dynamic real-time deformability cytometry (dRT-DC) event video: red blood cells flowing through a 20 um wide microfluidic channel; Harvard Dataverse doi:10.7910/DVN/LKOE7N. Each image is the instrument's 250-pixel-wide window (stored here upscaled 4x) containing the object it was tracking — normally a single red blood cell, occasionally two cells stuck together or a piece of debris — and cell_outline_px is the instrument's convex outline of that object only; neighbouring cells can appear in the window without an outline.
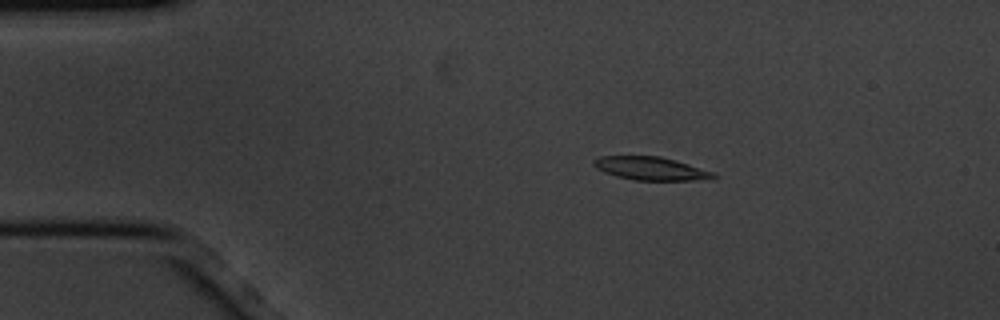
{"species": "common noctule bat (a hibernating species)", "species_latin": "Nyctalus noctula", "temperature_condition": "cold", "stored_images_in_passage": 9, "camera_frame_rate_fps": 3000, "um_per_image_px": 0.085, "animal": {"sex": "male", "body_mass_g": 20.1, "forearm_length_mm": 53.5}, "frame": {"image": 1, "passage_image": 3, "time_ms": 0.667, "image_size_px": [1000, 320], "cell_outline_px": [[716, 180], [636, 180], [616, 176], [604, 172], [596, 168], [592, 164], [592, 160], [600, 156], [660, 156], [716, 172]], "centroid_in_image_um": [55.35, 14.33], "position_along_channel_um": 29.6, "area_um2": 16.36}}
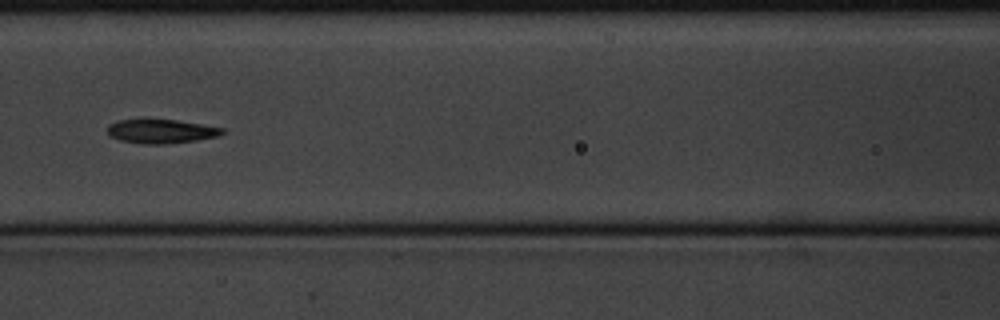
{"frame": {"image": 2, "passage_image": 7, "time_ms": 2.0, "image_size_px": [1000, 320], "cell_outline_px": [[224, 132], [216, 136], [196, 140], [164, 144], [140, 144], [120, 140], [108, 136], [108, 124], [116, 120], [148, 116], [176, 120], [224, 128]], "centroid_in_image_um": [13.57, 11.11], "position_along_channel_um": 153.0, "area_um2": 16.76}}
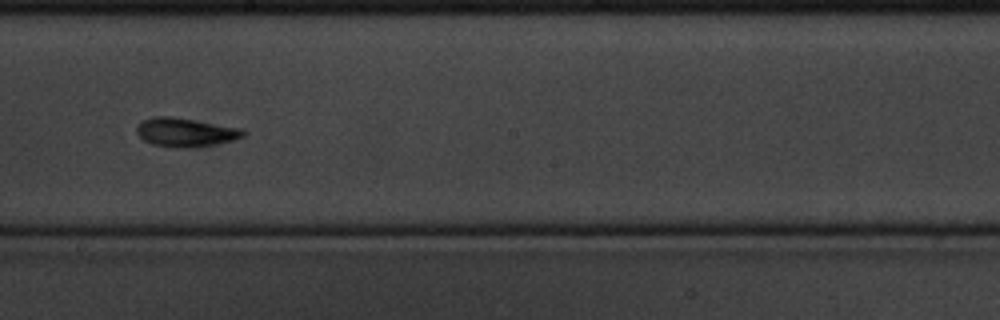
{"frame": {"image": 3, "passage_image": 9, "time_ms": 2.667, "image_size_px": [1000, 320], "cell_outline_px": [[248, 132], [244, 136], [232, 140], [212, 144], [152, 144], [144, 140], [136, 132], [136, 128], [140, 120], [152, 116], [172, 116], [244, 128]], "centroid_in_image_um": [15.78, 11.15], "position_along_channel_um": 232.4, "area_um2": 17.05}}